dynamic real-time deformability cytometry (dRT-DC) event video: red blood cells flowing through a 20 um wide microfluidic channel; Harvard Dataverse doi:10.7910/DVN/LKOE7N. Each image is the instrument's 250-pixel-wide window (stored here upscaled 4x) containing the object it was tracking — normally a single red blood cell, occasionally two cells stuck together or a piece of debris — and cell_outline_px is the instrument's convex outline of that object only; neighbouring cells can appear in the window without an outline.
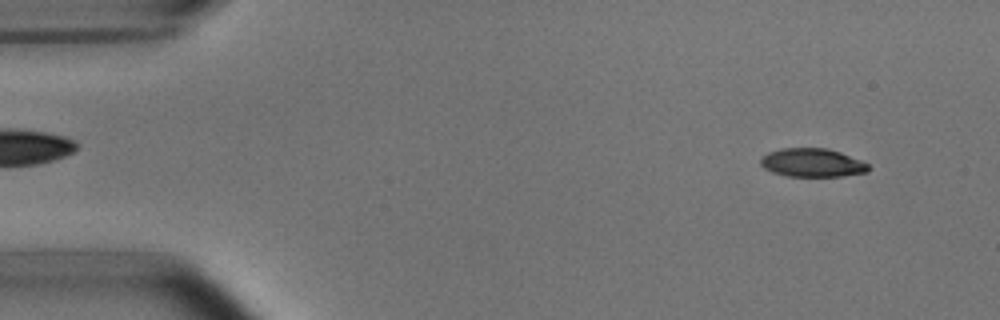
{"species": "common noctule bat (a hibernating species)", "species_latin": "Nyctalus noctula", "temperature_condition": "room temperature", "stored_images_in_passage": 51, "camera_frame_rate_fps": 3000, "um_per_image_px": 0.085, "animal": {"sex": "male", "body_mass_g": 15.6}, "frame": {"image": 1, "passage_image": 4, "time_ms": 1.0, "image_size_px": [1000, 320], "cell_outline_px": [[868, 172], [844, 176], [788, 176], [772, 172], [764, 168], [760, 164], [760, 156], [768, 152], [780, 148], [828, 148], [840, 152], [860, 160], [868, 164]], "centroid_in_image_um": [69.0, 13.82], "position_along_channel_um": 16.0, "area_um2": 17.98}}
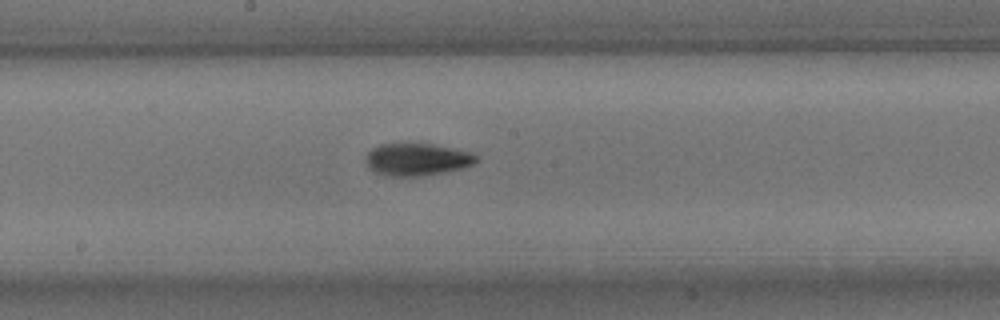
{"frame": {"image": 2, "passage_image": 27, "time_ms": 8.667, "image_size_px": [1000, 320], "cell_outline_px": [[480, 160], [464, 168], [424, 176], [384, 176], [368, 168], [364, 160], [364, 156], [372, 148], [380, 144], [432, 144], [452, 148], [468, 152], [480, 156]], "centroid_in_image_um": [35.43, 13.56], "position_along_channel_um": 212.8, "area_um2": 21.04}}
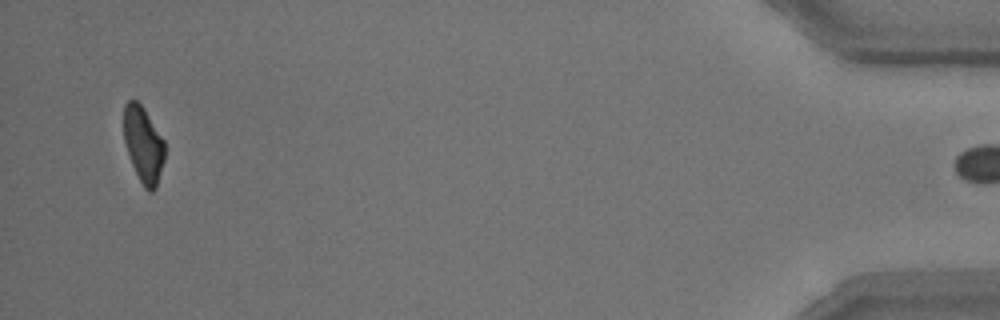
{"frame": {"image": 3, "passage_image": 50, "time_ms": 16.333, "image_size_px": [1000, 320], "cell_outline_px": [[164, 160], [156, 188], [152, 192], [148, 192], [144, 188], [132, 164], [124, 140], [124, 104], [128, 100], [136, 100], [144, 108], [164, 140]], "centroid_in_image_um": [12.19, 12.28], "position_along_channel_um": 423.0, "area_um2": 17.98}, "authors_computed_cell_mechanics": {"area_um2": 19.8254, "velocity_mm_per_s": 3.8113, "shape_relaxation_time_tau1_ms": 3.6704, "shape_relaxation_time_tau2_ms": 3.4061, "deformation_change_tau1": 0.1473, "deformation_change_tau2": 0.1003}}